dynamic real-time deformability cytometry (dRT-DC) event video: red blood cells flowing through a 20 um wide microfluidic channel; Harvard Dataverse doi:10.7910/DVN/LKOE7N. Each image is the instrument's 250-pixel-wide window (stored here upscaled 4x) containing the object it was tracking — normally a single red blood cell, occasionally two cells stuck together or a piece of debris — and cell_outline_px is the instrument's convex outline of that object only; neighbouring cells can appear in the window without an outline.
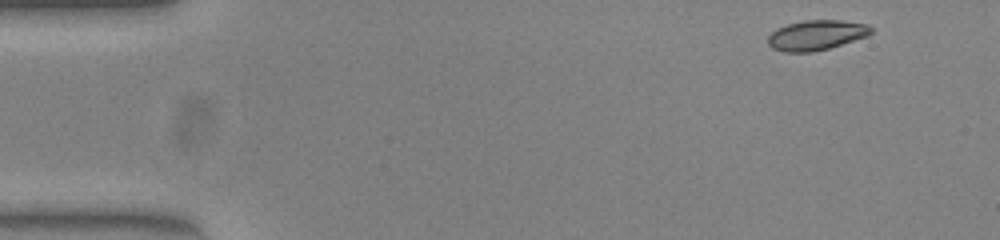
{"species": "common noctule bat (a hibernating species)", "species_latin": "Nyctalus noctula", "temperature_condition": "warm", "stored_images_in_passage": 49, "camera_frame_rate_fps": 3000, "um_per_image_px": 0.085, "animal": {"sex": "female", "body_mass_g": 23.0, "forearm_length_mm": 53.4}, "frame": {"image": 1, "passage_image": 1, "time_ms": 0.0, "image_size_px": [1000, 240], "cell_outline_px": [[872, 32], [868, 36], [828, 48], [812, 52], [784, 52], [772, 48], [768, 44], [768, 36], [776, 28], [788, 24], [804, 20], [840, 20], [868, 24], [872, 28]], "centroid_in_image_um": [69.38, 2.98], "position_along_channel_um": 15.6, "area_um2": 18.03}}
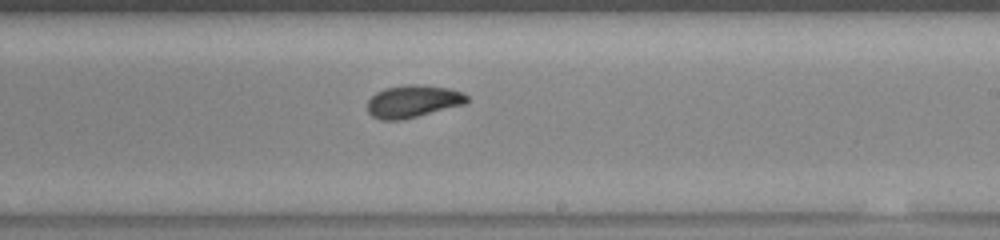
{"frame": {"image": 2, "passage_image": 28, "time_ms": 9.0, "image_size_px": [1000, 240], "cell_outline_px": [[468, 100], [464, 104], [400, 120], [380, 120], [372, 116], [368, 112], [368, 100], [376, 92], [384, 88], [408, 84], [420, 84], [448, 88], [464, 92], [468, 96]], "centroid_in_image_um": [35.09, 8.6], "position_along_channel_um": 253.9, "area_um2": 18.73}}
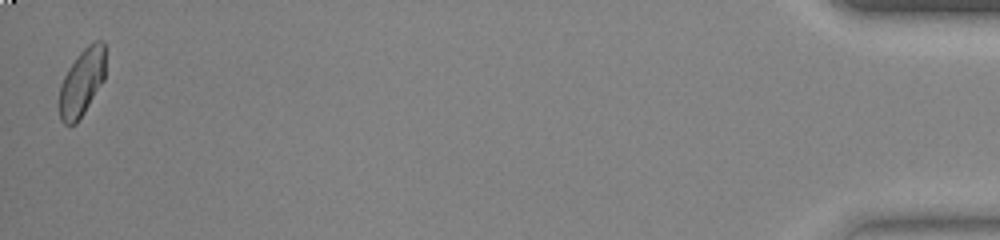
{"frame": {"image": 3, "passage_image": 49, "time_ms": 16.0, "image_size_px": [1000, 240], "cell_outline_px": [[104, 80], [84, 112], [76, 124], [64, 124], [60, 120], [60, 84], [68, 68], [76, 56], [88, 44], [96, 40], [104, 40]], "centroid_in_image_um": [6.95, 6.98], "position_along_channel_um": 428.2, "area_um2": 17.92}, "authors_computed_cell_mechanics": {"area_um2": 18.7272, "velocity_mm_per_s": 3.8628, "shape_relaxation_time_tau1_ms": 4.165, "shape_relaxation_time_tau2_ms": 1.4946, "deformation_change_tau1": 0.1275, "deformation_change_tau2": 0.0447}}